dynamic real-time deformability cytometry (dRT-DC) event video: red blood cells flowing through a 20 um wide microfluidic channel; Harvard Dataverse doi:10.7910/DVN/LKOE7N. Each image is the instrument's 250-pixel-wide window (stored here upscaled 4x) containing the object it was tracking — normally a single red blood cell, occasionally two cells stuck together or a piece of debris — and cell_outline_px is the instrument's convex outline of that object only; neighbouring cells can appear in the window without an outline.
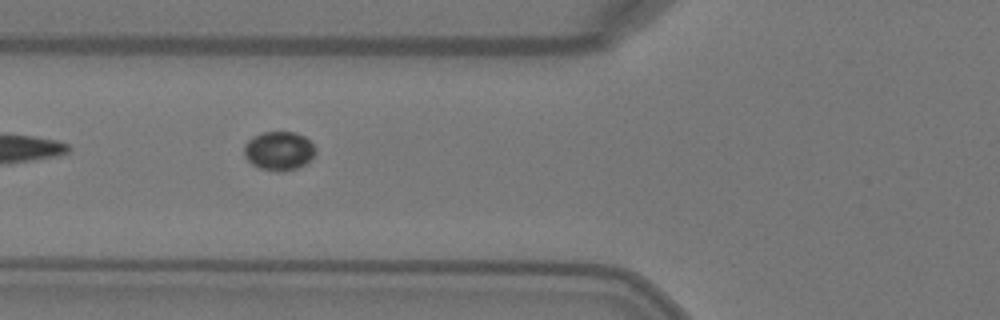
{"species": "Egyptian fruit bat (a non-hibernating species)", "species_latin": "Rousettus aegyptiacus", "temperature_condition": "warm", "stored_images_in_passage": 7, "camera_frame_rate_fps": 3000, "um_per_image_px": 0.085, "animal": {"sex": "female"}, "frame": {"image": 1, "passage_image": 4, "time_ms": 1.0, "image_size_px": [1000, 320], "cell_outline_px": [[316, 152], [304, 164], [296, 168], [280, 172], [276, 172], [260, 168], [252, 164], [244, 156], [244, 144], [252, 136], [264, 132], [296, 132], [304, 136], [316, 148]], "centroid_in_image_um": [23.68, 12.81], "position_along_channel_um": 102.1, "area_um2": 16.13}}
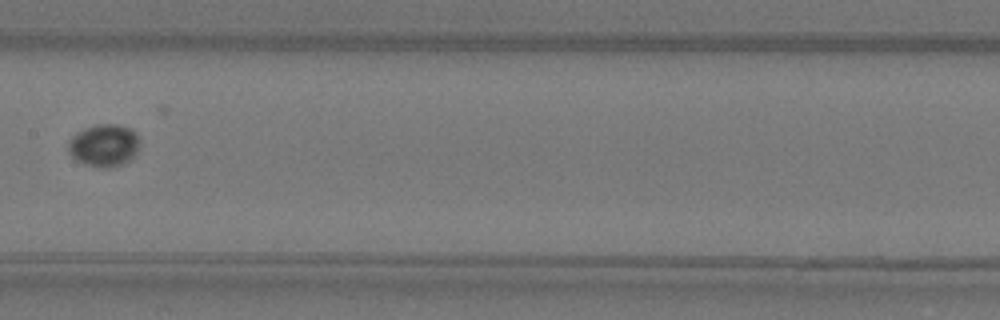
{"frame": {"image": 2, "passage_image": 6, "time_ms": 1.667, "image_size_px": [1000, 320], "cell_outline_px": [[136, 152], [128, 160], [120, 164], [108, 168], [100, 168], [76, 160], [68, 152], [68, 140], [76, 132], [84, 128], [96, 124], [120, 124], [132, 128], [136, 132]], "centroid_in_image_um": [8.78, 12.32], "position_along_channel_um": 198.6, "area_um2": 17.46}}